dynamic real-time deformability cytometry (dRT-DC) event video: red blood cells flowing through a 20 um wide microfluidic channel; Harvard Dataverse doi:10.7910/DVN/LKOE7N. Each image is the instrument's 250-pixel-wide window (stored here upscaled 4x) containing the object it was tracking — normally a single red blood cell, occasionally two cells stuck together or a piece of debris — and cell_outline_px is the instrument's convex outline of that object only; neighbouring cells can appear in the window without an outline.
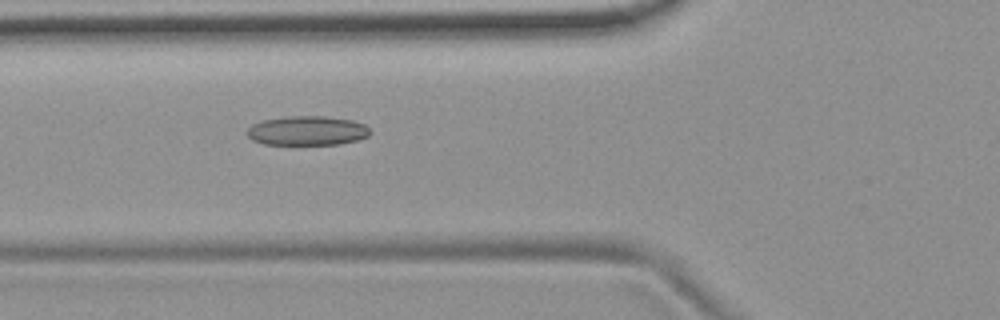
{"species": "common noctule bat (a hibernating species)", "species_latin": "Nyctalus noctula", "temperature_condition": "room temperature", "stored_images_in_passage": 9, "camera_frame_rate_fps": 3000, "um_per_image_px": 0.085, "animal": {"sex": "female", "body_mass_g": 19.9}, "frame": {"image": 1, "passage_image": 3, "time_ms": 0.667, "image_size_px": [1000, 320], "cell_outline_px": [[372, 132], [368, 136], [356, 140], [340, 144], [264, 144], [252, 140], [244, 132], [252, 124], [264, 120], [288, 116], [324, 116], [352, 120], [364, 124]], "centroid_in_image_um": [26.1, 11.11], "position_along_channel_um": 99.7, "area_um2": 21.04}}
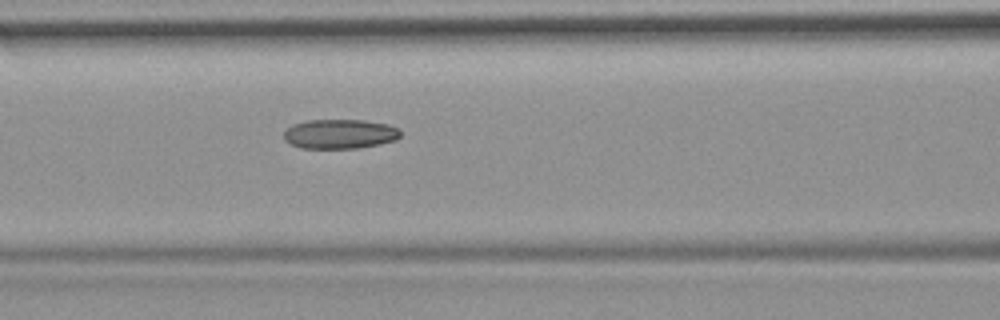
{"frame": {"image": 2, "passage_image": 6, "time_ms": 1.667, "image_size_px": [1000, 320], "cell_outline_px": [[400, 136], [396, 140], [380, 144], [356, 148], [300, 148], [284, 140], [284, 132], [292, 124], [304, 120], [364, 120], [388, 124], [400, 128]], "centroid_in_image_um": [28.89, 11.38], "position_along_channel_um": 137.7, "area_um2": 20.17}}